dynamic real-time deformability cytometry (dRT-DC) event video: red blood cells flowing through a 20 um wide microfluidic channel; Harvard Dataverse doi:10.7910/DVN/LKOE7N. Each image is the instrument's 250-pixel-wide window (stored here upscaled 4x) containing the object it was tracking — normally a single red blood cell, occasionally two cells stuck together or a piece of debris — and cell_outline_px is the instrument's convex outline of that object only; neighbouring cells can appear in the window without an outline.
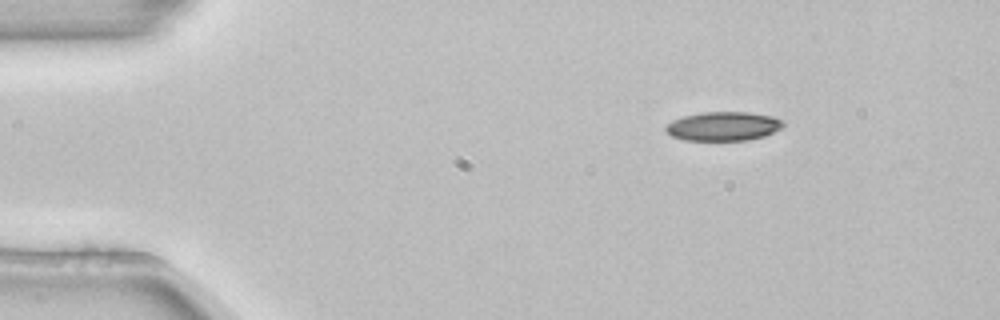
{"species": "common noctule bat (a hibernating species)", "species_latin": "Nyctalus noctula", "temperature_condition": "room temperature", "stored_images_in_passage": 5, "segment_of_instrument_passage": [2, 2], "camera_frame_rate_fps": 3000, "um_per_image_px": 0.085, "animal": {"sex": "female", "body_mass_g": 22.7, "forearm_length_mm": 54.2}, "frame": {"image": 1, "passage_image": 5, "time_ms": 1.333, "image_size_px": [1000, 320], "cell_outline_px": [[784, 124], [780, 128], [764, 136], [748, 140], [684, 140], [672, 136], [664, 128], [672, 120], [684, 116], [704, 112], [748, 112], [772, 116], [780, 120]], "centroid_in_image_um": [61.46, 10.73], "position_along_channel_um": 23.5, "area_um2": 19.59}}